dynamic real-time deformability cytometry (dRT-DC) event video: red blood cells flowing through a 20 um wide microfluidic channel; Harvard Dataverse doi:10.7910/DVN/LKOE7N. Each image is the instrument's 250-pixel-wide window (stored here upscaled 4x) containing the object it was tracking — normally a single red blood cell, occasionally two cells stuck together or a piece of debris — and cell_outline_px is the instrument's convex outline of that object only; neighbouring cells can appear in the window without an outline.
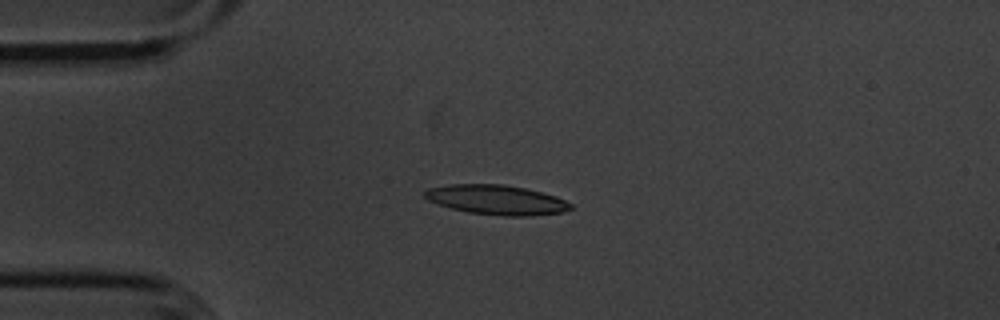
{"species": "common noctule bat (a hibernating species)", "species_latin": "Nyctalus noctula", "temperature_condition": "cold", "stored_images_in_passage": 47, "segment_of_instrument_passage": [1, 2], "camera_frame_rate_fps": 3000, "um_per_image_px": 0.085, "animal": {"sex": "male", "body_mass_g": 20.1, "forearm_length_mm": 53.5}, "frame": {"image": 1, "passage_image": 12, "time_ms": 3.667, "image_size_px": [1000, 320], "cell_outline_px": [[572, 208], [564, 212], [524, 216], [504, 216], [468, 212], [452, 208], [428, 200], [424, 196], [424, 192], [428, 188], [452, 184], [504, 184], [524, 188], [556, 196], [572, 204]], "centroid_in_image_um": [42.21, 16.98], "position_along_channel_um": 42.8, "area_um2": 24.97}}
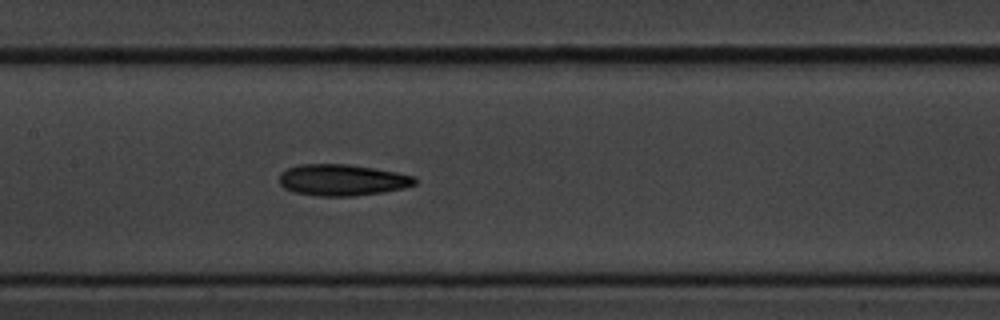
{"frame": {"image": 2, "passage_image": 25, "time_ms": 8.0, "image_size_px": [1000, 320], "cell_outline_px": [[416, 184], [404, 188], [384, 192], [356, 196], [320, 196], [296, 192], [284, 188], [280, 184], [280, 172], [288, 168], [300, 164], [348, 164], [396, 172], [416, 176]], "centroid_in_image_um": [29.11, 15.3], "position_along_channel_um": 178.3, "area_um2": 24.8}}
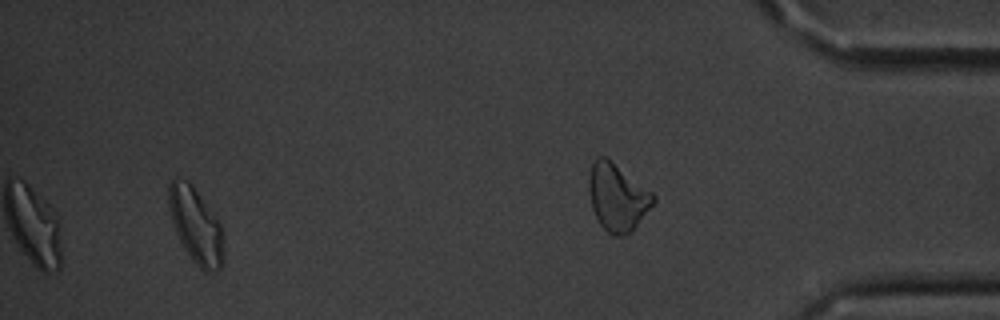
{"frame": {"image": 3, "passage_image": 43, "time_ms": 14.0, "image_size_px": [1000, 320], "cell_outline_px": [[224, 264], [216, 272], [204, 272], [192, 260], [184, 248], [176, 232], [172, 220], [168, 204], [168, 184], [176, 176], [188, 180], [192, 184], [220, 224], [224, 260]], "centroid_in_image_um": [16.63, 19.17], "position_along_channel_um": 418.6, "area_um2": 23.99}}